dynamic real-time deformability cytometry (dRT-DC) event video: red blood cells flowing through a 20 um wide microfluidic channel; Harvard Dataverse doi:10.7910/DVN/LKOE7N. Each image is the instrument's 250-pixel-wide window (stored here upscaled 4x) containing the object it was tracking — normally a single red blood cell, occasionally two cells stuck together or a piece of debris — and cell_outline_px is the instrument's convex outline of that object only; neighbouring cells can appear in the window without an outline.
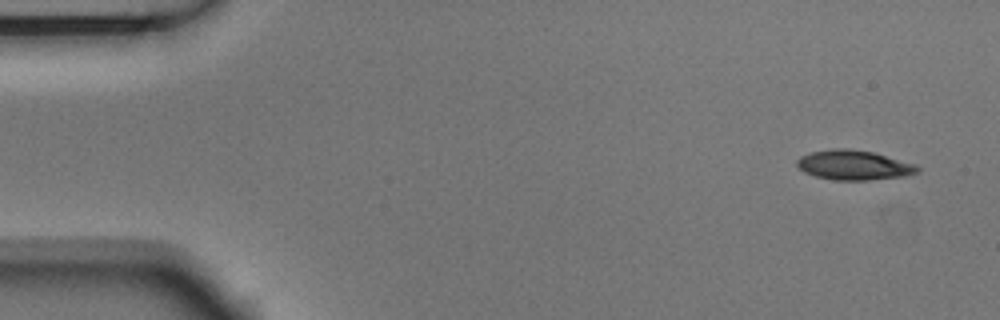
{"species": "Egyptian fruit bat (a non-hibernating species)", "species_latin": "Rousettus aegyptiacus", "temperature_condition": "room temperature", "stored_images_in_passage": 5, "camera_frame_rate_fps": 3000, "um_per_image_px": 0.085, "animal": {"sex": "male"}, "frame": {"image": 1, "passage_image": 1, "time_ms": 0.0, "image_size_px": [1000, 320], "cell_outline_px": [[920, 172], [904, 176], [868, 180], [836, 180], [816, 176], [804, 172], [796, 164], [796, 160], [800, 156], [812, 152], [832, 148], [848, 148], [872, 152], [916, 164], [920, 168]], "centroid_in_image_um": [72.58, 14.03], "position_along_channel_um": 12.4, "area_um2": 20.81}}